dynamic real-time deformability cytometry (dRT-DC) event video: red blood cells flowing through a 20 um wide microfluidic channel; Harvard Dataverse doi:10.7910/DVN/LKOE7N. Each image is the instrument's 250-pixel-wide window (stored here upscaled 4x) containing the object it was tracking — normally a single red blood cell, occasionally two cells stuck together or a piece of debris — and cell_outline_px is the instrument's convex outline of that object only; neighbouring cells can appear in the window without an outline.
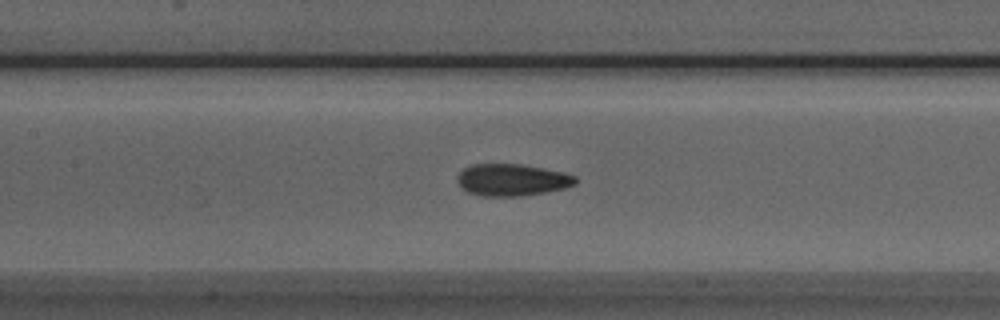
{"species": "Egyptian fruit bat (a non-hibernating species)", "species_latin": "Rousettus aegyptiacus", "temperature_condition": "room temperature", "stored_images_in_passage": 45, "camera_frame_rate_fps": 3000, "um_per_image_px": 0.085, "animal": {"sex": "male"}, "frame": {"image": 1, "passage_image": 16, "time_ms": 5.0, "image_size_px": [1000, 320], "cell_outline_px": [[576, 184], [564, 188], [544, 192], [520, 196], [480, 196], [468, 192], [456, 180], [456, 176], [464, 168], [472, 164], [520, 164], [544, 168], [564, 172], [576, 176]], "centroid_in_image_um": [43.52, 15.28], "position_along_channel_um": 163.9, "area_um2": 21.96}}
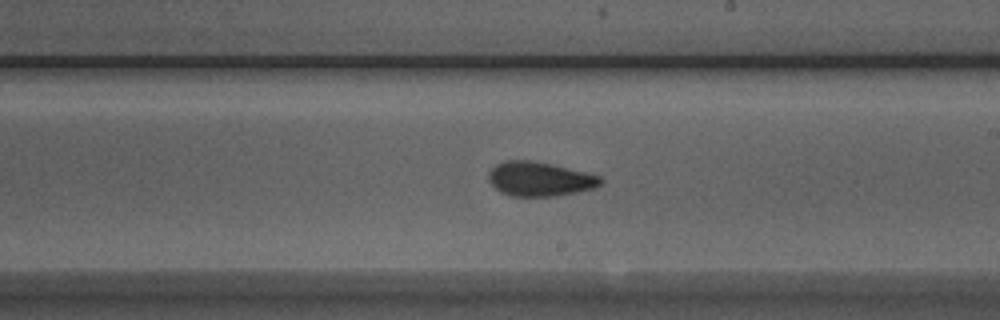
{"frame": {"image": 2, "passage_image": 22, "time_ms": 7.0, "image_size_px": [1000, 320], "cell_outline_px": [[604, 180], [596, 188], [556, 196], [512, 196], [500, 192], [488, 180], [488, 172], [496, 164], [504, 160], [532, 160], [552, 164], [600, 176]], "centroid_in_image_um": [45.86, 15.21], "position_along_channel_um": 243.1, "area_um2": 22.43}}
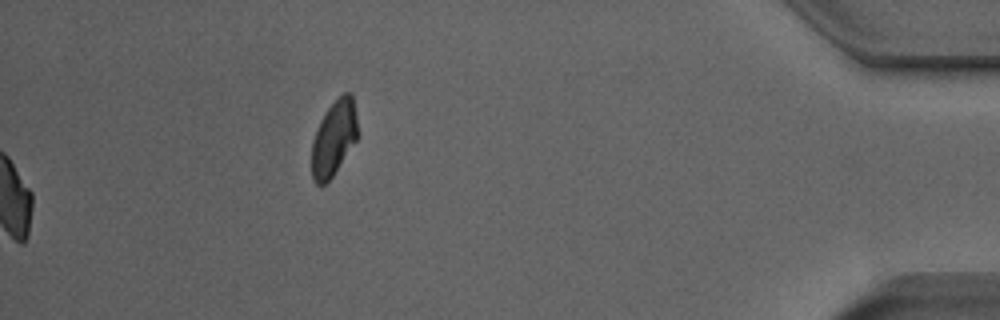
{"frame": {"image": 3, "passage_image": 45, "time_ms": 14.667, "image_size_px": [1000, 320], "cell_outline_px": [[356, 140], [332, 176], [324, 184], [316, 184], [312, 180], [312, 140], [320, 120], [328, 108], [344, 92], [352, 92], [356, 116]], "centroid_in_image_um": [28.35, 11.74], "position_along_channel_um": 406.8, "area_um2": 19.71}, "authors_computed_cell_mechanics": {"area_um2": 21.964, "velocity_mm_per_s": 3.9805, "shape_relaxation_time_tau1_ms": 5.0613, "shape_relaxation_time_tau2_ms": 2.0396, "deformation_change_tau1": 0.1504, "deformation_change_tau2": 0.0742}}